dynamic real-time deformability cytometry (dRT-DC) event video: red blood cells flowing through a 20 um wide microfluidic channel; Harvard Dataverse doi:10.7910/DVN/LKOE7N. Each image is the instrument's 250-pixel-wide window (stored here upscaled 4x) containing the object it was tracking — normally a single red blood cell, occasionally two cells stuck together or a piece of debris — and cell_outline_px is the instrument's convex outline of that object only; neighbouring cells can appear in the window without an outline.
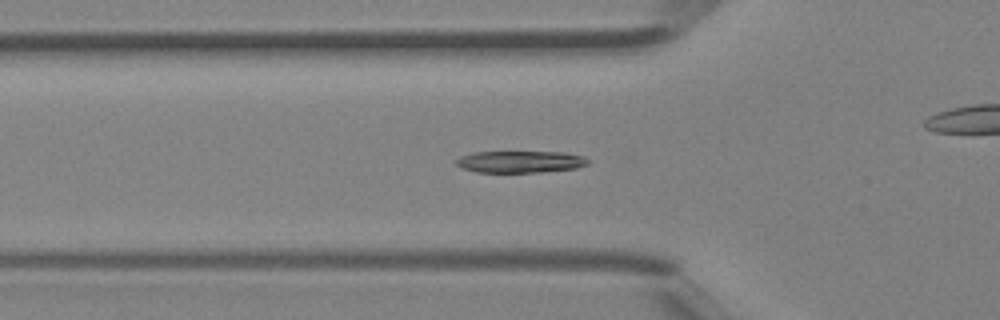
{"species": "Egyptian fruit bat (a non-hibernating species)", "species_latin": "Rousettus aegyptiacus", "temperature_condition": "room temperature", "stored_images_in_passage": 38, "camera_frame_rate_fps": 3000, "um_per_image_px": 0.085, "animal": {"sex": "female"}, "frame": {"image": 1, "passage_image": 7, "time_ms": 2.0, "image_size_px": [1000, 320], "cell_outline_px": [[588, 164], [576, 168], [540, 172], [476, 172], [460, 168], [456, 164], [456, 160], [460, 156], [472, 152], [564, 152], [584, 156], [588, 160]], "centroid_in_image_um": [44.19, 13.75], "position_along_channel_um": 81.6, "area_um2": 16.82}}
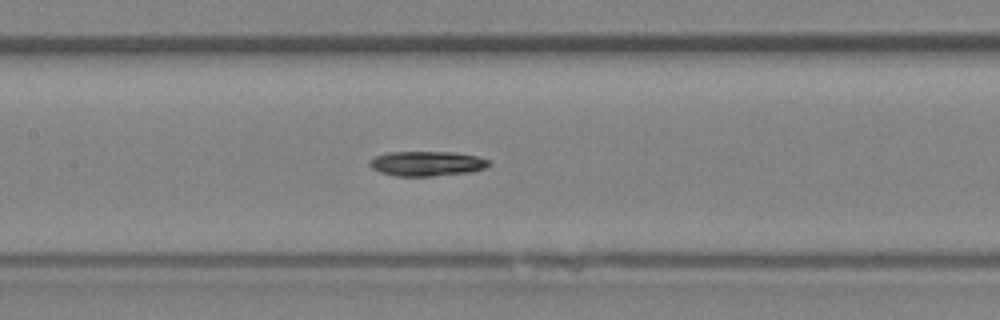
{"frame": {"image": 2, "passage_image": 13, "time_ms": 4.0, "image_size_px": [1000, 320], "cell_outline_px": [[492, 164], [484, 168], [472, 172], [432, 176], [396, 176], [380, 172], [372, 168], [368, 164], [368, 160], [376, 156], [392, 152], [452, 152], [480, 156], [488, 160]], "centroid_in_image_um": [36.3, 13.9], "position_along_channel_um": 171.1, "area_um2": 17.34}}
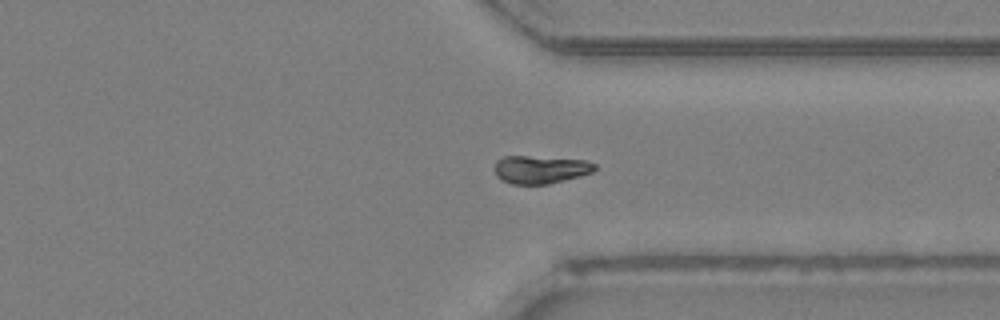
{"frame": {"image": 3, "passage_image": 26, "time_ms": 8.333, "image_size_px": [1000, 320], "cell_outline_px": [[596, 168], [592, 172], [564, 180], [548, 184], [512, 184], [500, 180], [496, 176], [496, 160], [504, 156], [528, 156], [584, 160], [596, 164]], "centroid_in_image_um": [45.91, 14.41], "position_along_channel_um": 365.5, "area_um2": 16.18}, "authors_computed_cell_mechanics": {"area_um2": 17.1088, "velocity_mm_per_s": 4.4719, "shape_relaxation_time_tau1_ms": 2.7963, "shape_relaxation_time_tau2_ms": null, "deformation_change_tau1": 0.1356, "deformation_change_tau2": null}}